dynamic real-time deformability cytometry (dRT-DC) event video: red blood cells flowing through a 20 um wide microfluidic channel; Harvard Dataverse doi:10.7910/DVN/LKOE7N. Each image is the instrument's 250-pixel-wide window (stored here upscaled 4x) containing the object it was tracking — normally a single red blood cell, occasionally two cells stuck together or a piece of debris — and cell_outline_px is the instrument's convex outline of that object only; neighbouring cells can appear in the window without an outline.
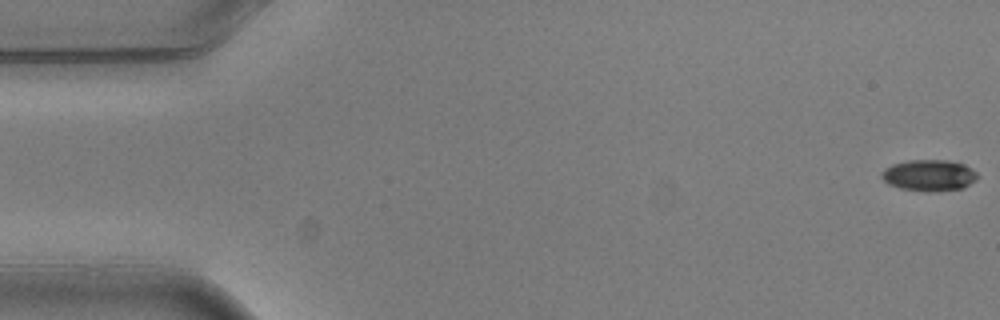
{"species": "common noctule bat (a hibernating species)", "species_latin": "Nyctalus noctula", "temperature_condition": "warm", "stored_images_in_passage": 5, "camera_frame_rate_fps": 3000, "um_per_image_px": 0.085, "animal": {"sex": "male", "body_mass_g": 20.5, "forearm_length_mm": 52.5}, "frame": {"image": 1, "passage_image": 1, "time_ms": 0.0, "image_size_px": [1000, 320], "cell_outline_px": [[976, 180], [964, 188], [936, 192], [928, 192], [900, 188], [888, 184], [880, 176], [880, 172], [884, 168], [892, 164], [908, 160], [948, 160], [964, 164], [972, 168], [976, 172]], "centroid_in_image_um": [78.96, 14.91], "position_along_channel_um": 6.0, "area_um2": 17.74}}
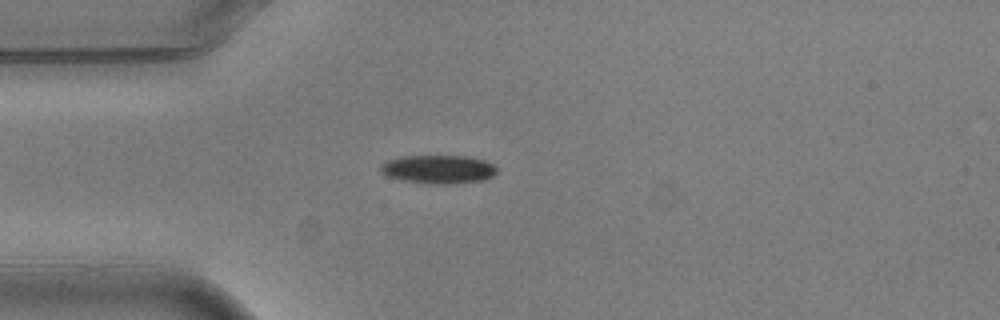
{"frame": {"image": 2, "passage_image": 5, "time_ms": 1.333, "image_size_px": [1000, 320], "cell_outline_px": [[496, 172], [492, 176], [480, 180], [452, 184], [428, 184], [404, 180], [384, 176], [380, 172], [380, 164], [388, 160], [400, 156], [468, 156], [484, 160], [492, 164], [496, 168]], "centroid_in_image_um": [37.2, 14.39], "position_along_channel_um": 47.8, "area_um2": 19.36}}